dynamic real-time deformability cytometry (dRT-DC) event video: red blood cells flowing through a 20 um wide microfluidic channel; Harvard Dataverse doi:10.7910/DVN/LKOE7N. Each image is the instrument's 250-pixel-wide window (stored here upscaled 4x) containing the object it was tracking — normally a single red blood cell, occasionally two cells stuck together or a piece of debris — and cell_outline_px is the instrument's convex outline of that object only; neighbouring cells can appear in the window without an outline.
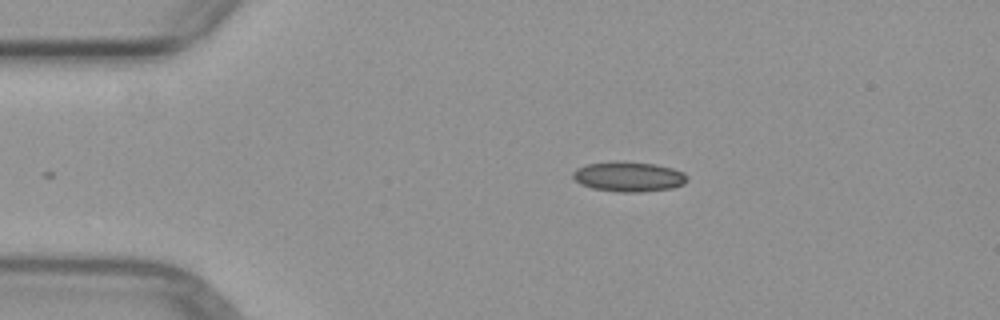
{"species": "common noctule bat (a hibernating species)", "species_latin": "Nyctalus noctula", "temperature_condition": "warm", "stored_images_in_passage": 3, "camera_frame_rate_fps": 3000, "um_per_image_px": 0.085, "animal": {"sex": "female", "body_mass_g": 29.2, "forearm_length_mm": 56.3}, "frame": {"image": 1, "passage_image": 1, "time_ms": 0.0, "image_size_px": [1000, 320], "cell_outline_px": [[688, 180], [684, 184], [672, 188], [640, 192], [620, 192], [592, 188], [580, 184], [572, 176], [572, 172], [576, 168], [588, 164], [656, 164], [672, 168], [684, 172], [688, 176]], "centroid_in_image_um": [53.48, 15.06], "position_along_channel_um": 31.5, "area_um2": 19.19}}
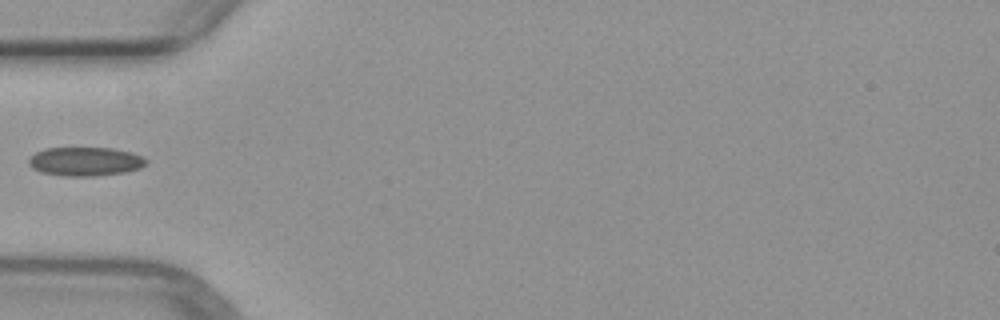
{"frame": {"image": 2, "passage_image": 3, "time_ms": 2.333, "image_size_px": [1000, 320], "cell_outline_px": [[148, 164], [140, 168], [124, 172], [92, 176], [64, 176], [40, 172], [32, 168], [28, 164], [28, 160], [36, 152], [44, 148], [112, 148], [132, 152], [144, 156], [148, 160]], "centroid_in_image_um": [7.27, 13.72], "position_along_channel_um": 77.7, "area_um2": 19.88}}